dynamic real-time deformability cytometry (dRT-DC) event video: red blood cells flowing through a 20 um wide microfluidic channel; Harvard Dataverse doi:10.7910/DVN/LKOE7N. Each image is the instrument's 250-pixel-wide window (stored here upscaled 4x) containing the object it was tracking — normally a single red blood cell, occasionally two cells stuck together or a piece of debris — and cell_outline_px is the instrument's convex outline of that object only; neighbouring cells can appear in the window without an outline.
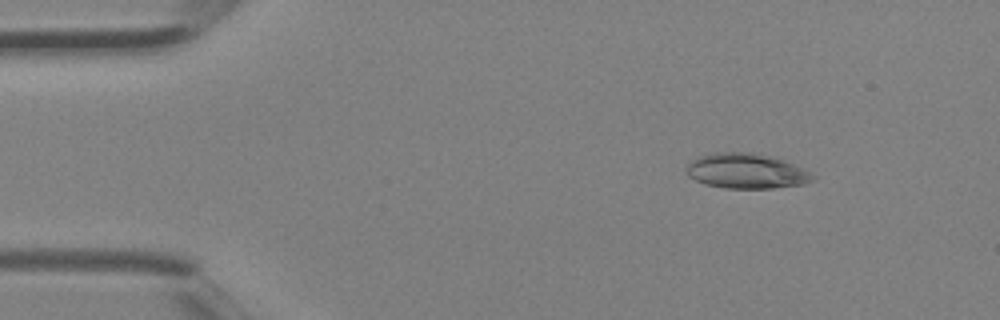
{"species": "Egyptian fruit bat (a non-hibernating species)", "species_latin": "Rousettus aegyptiacus", "temperature_condition": "room temperature", "stored_images_in_passage": 3, "segment_of_instrument_passage": [1, 2], "camera_frame_rate_fps": 3000, "um_per_image_px": 0.085, "animal": {"sex": "female"}, "frame": {"image": 1, "passage_image": 1, "time_ms": 0.0, "image_size_px": [1000, 320], "cell_outline_px": [[816, 176], [812, 180], [804, 184], [772, 188], [724, 188], [704, 184], [688, 176], [688, 164], [696, 156], [712, 152], [752, 152], [772, 156], [792, 164]], "centroid_in_image_um": [63.4, 14.53], "position_along_channel_um": 21.6, "area_um2": 25.72}}